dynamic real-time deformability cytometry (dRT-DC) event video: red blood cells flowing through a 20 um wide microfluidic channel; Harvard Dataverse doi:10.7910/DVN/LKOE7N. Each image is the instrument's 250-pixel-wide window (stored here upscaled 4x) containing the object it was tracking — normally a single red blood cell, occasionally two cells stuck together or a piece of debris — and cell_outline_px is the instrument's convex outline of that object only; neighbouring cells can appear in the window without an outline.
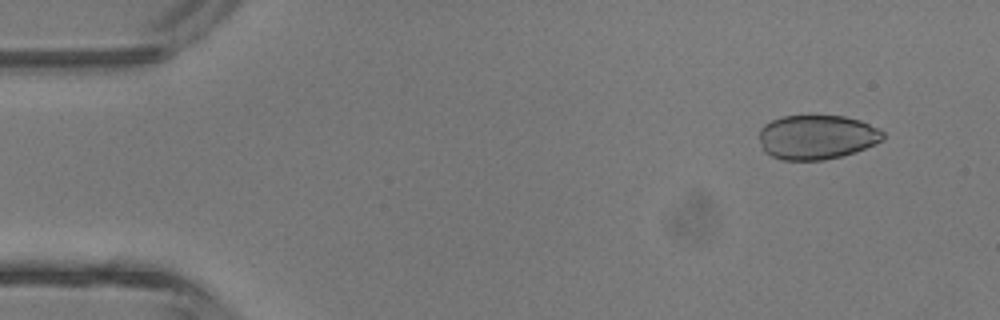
{"species": "common noctule bat (a hibernating species)", "species_latin": "Nyctalus noctula", "temperature_condition": "room temperature", "stored_images_in_passage": 4, "camera_frame_rate_fps": 3000, "um_per_image_px": 0.085, "animal": {"sex": "male", "body_mass_g": 13.3}, "frame": {"image": 1, "passage_image": 1, "time_ms": 0.0, "image_size_px": [1000, 320], "cell_outline_px": [[884, 136], [880, 140], [856, 152], [824, 160], [784, 160], [772, 156], [764, 152], [760, 144], [760, 128], [764, 124], [772, 120], [784, 116], [844, 116], [860, 120], [884, 132]], "centroid_in_image_um": [69.38, 11.66], "position_along_channel_um": 15.6, "area_um2": 31.79}}